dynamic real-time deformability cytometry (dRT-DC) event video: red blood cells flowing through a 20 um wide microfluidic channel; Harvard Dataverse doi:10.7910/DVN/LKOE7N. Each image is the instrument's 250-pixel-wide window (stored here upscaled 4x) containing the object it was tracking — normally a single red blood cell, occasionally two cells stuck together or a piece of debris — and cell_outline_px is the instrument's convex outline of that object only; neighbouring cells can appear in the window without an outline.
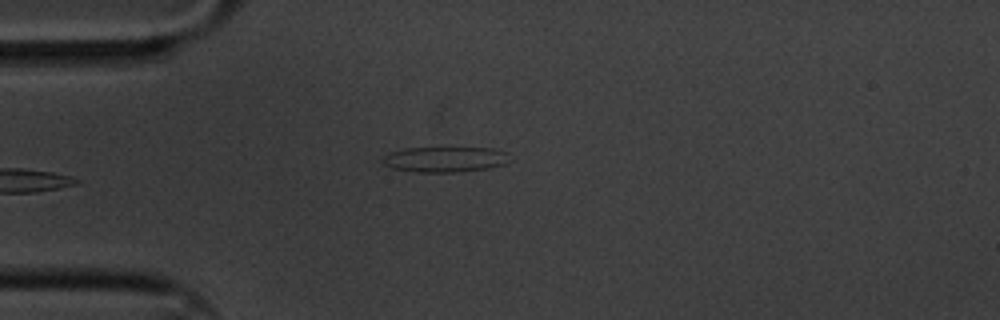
{"species": "common noctule bat (a hibernating species)", "species_latin": "Nyctalus noctula", "temperature_condition": "cold", "stored_images_in_passage": 6, "segment_of_instrument_passage": [2, 2], "camera_frame_rate_fps": 3000, "um_per_image_px": 0.085, "animal": {"sex": "male", "body_mass_g": 20.1, "forearm_length_mm": 53.5}, "frame": {"image": 1, "passage_image": 6, "time_ms": 1.667, "image_size_px": [1000, 320], "cell_outline_px": [[512, 160], [504, 164], [488, 168], [456, 172], [416, 172], [392, 168], [384, 164], [380, 160], [388, 152], [404, 148], [492, 148], [504, 152]], "centroid_in_image_um": [37.78, 13.54], "position_along_channel_um": 47.2, "area_um2": 18.84}}